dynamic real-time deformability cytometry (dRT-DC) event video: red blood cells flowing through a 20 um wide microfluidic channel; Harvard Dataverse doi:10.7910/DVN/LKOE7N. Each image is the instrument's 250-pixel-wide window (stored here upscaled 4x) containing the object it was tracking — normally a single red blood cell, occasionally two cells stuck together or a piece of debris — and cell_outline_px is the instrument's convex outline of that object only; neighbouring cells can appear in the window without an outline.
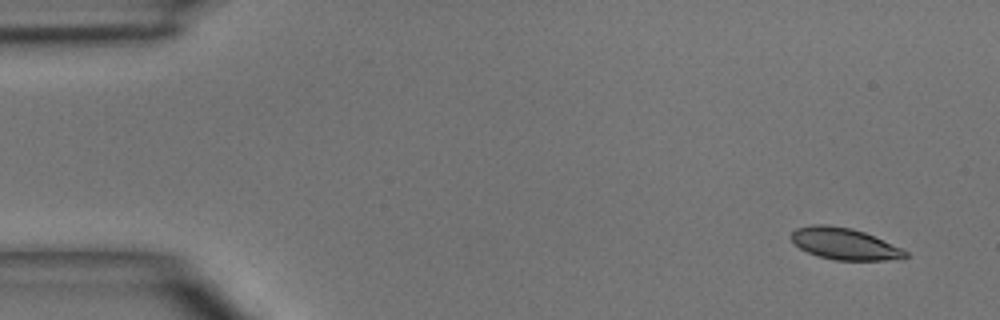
{"species": "common noctule bat (a hibernating species)", "species_latin": "Nyctalus noctula", "temperature_condition": "room temperature", "stored_images_in_passage": 3, "camera_frame_rate_fps": 3000, "um_per_image_px": 0.085, "animal": {"sex": "male", "body_mass_g": 15.6}, "frame": {"image": 1, "passage_image": 1, "time_ms": 0.0, "image_size_px": [1000, 320], "cell_outline_px": [[908, 256], [884, 260], [836, 260], [820, 256], [808, 252], [800, 248], [788, 236], [796, 228], [812, 224], [828, 224], [852, 228], [864, 232], [900, 248], [908, 252]], "centroid_in_image_um": [71.71, 20.7], "position_along_channel_um": 13.3, "area_um2": 20.75}}